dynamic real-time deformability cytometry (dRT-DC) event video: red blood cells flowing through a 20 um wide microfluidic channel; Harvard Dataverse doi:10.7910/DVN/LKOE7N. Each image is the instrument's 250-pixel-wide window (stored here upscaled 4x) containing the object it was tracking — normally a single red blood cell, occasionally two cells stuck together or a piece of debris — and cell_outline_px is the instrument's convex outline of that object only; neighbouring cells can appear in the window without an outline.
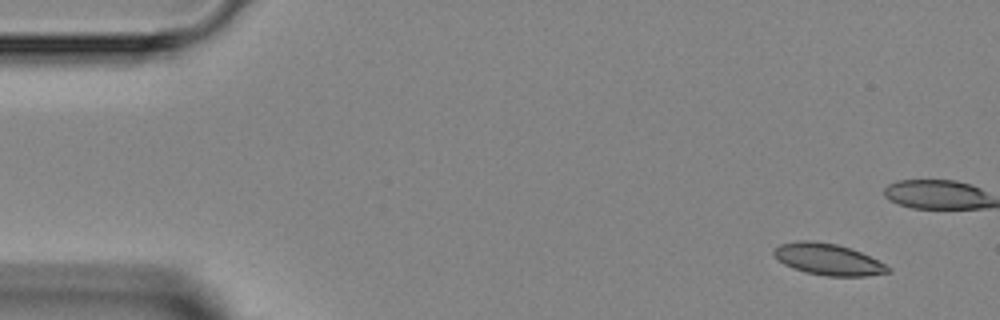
{"species": "Egyptian fruit bat (a non-hibernating species)", "species_latin": "Rousettus aegyptiacus", "temperature_condition": "room temperature", "stored_images_in_passage": 5, "camera_frame_rate_fps": 3000, "um_per_image_px": 0.085, "animal": {"sex": "female"}, "frame": {"image": 1, "passage_image": 1, "time_ms": 0.0, "image_size_px": [1000, 320], "cell_outline_px": [[892, 272], [864, 276], [824, 276], [804, 272], [792, 268], [784, 264], [772, 252], [780, 244], [800, 240], [812, 240], [836, 244], [860, 252], [892, 268]], "centroid_in_image_um": [70.38, 22.05], "position_along_channel_um": 14.6, "area_um2": 20.75}}
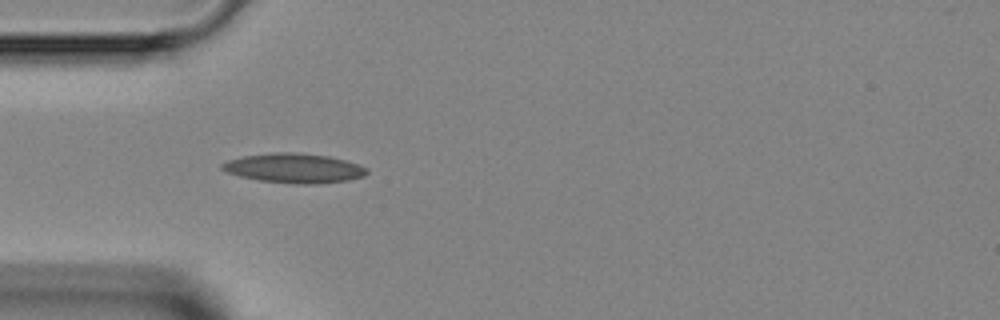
{"frame": {"image": 2, "passage_image": 5, "time_ms": 4.667, "image_size_px": [1000, 320], "cell_outline_px": [[368, 172], [364, 176], [348, 180], [316, 184], [296, 184], [260, 180], [240, 176], [228, 172], [220, 168], [220, 164], [228, 160], [244, 156], [276, 152], [296, 152], [328, 156], [360, 164], [368, 168]], "centroid_in_image_um": [25.02, 14.29], "position_along_channel_um": 60.0, "area_um2": 24.85}}